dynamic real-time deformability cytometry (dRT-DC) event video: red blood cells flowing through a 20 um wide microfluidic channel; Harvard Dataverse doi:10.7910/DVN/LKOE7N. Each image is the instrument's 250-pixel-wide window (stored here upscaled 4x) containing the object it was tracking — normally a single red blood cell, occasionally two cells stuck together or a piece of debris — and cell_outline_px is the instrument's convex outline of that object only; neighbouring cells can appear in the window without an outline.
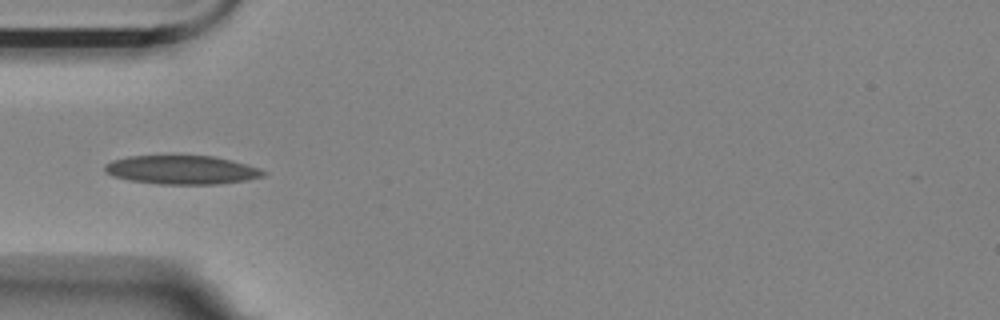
{"species": "Egyptian fruit bat (a non-hibernating species)", "species_latin": "Rousettus aegyptiacus", "temperature_condition": "room temperature", "stored_images_in_passage": 14, "camera_frame_rate_fps": 3000, "um_per_image_px": 0.085, "animal": {"sex": "female"}, "frame": {"image": 1, "passage_image": 4, "time_ms": 1.0, "image_size_px": [1000, 320], "cell_outline_px": [[268, 172], [264, 176], [248, 180], [220, 184], [160, 184], [128, 180], [112, 176], [104, 172], [104, 164], [112, 160], [128, 156], [212, 156], [232, 160], [260, 168]], "centroid_in_image_um": [15.45, 14.44], "position_along_channel_um": 69.5, "area_um2": 26.76}}
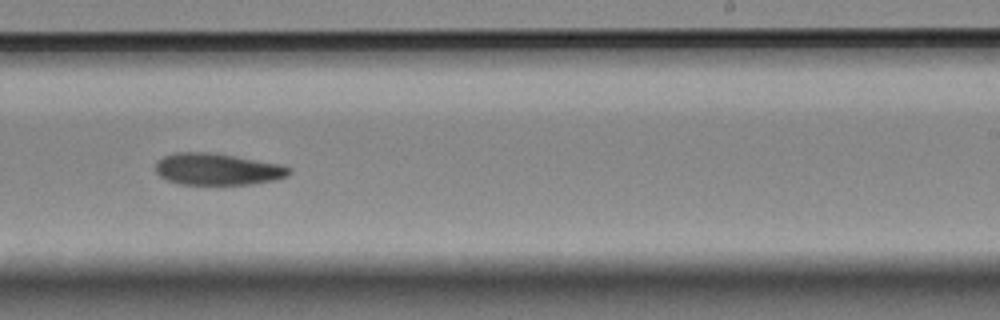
{"frame": {"image": 2, "passage_image": 9, "time_ms": 2.667, "image_size_px": [1000, 320], "cell_outline_px": [[292, 172], [288, 176], [276, 180], [252, 184], [180, 184], [168, 180], [160, 176], [156, 172], [156, 160], [164, 156], [176, 152], [208, 152], [280, 164], [292, 168]], "centroid_in_image_um": [18.49, 14.38], "position_along_channel_um": 270.5, "area_um2": 24.62}}
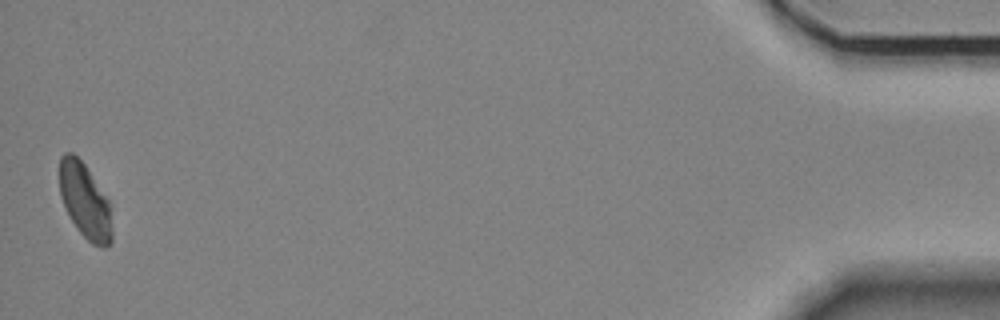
{"frame": {"image": 3, "passage_image": 14, "time_ms": 4.333, "image_size_px": [1000, 320], "cell_outline_px": [[112, 240], [104, 248], [100, 248], [92, 244], [80, 232], [72, 220], [60, 196], [60, 156], [64, 152], [72, 152], [84, 164], [108, 200], [112, 228]], "centroid_in_image_um": [7.22, 17.09], "position_along_channel_um": 428.0, "area_um2": 22.54}}